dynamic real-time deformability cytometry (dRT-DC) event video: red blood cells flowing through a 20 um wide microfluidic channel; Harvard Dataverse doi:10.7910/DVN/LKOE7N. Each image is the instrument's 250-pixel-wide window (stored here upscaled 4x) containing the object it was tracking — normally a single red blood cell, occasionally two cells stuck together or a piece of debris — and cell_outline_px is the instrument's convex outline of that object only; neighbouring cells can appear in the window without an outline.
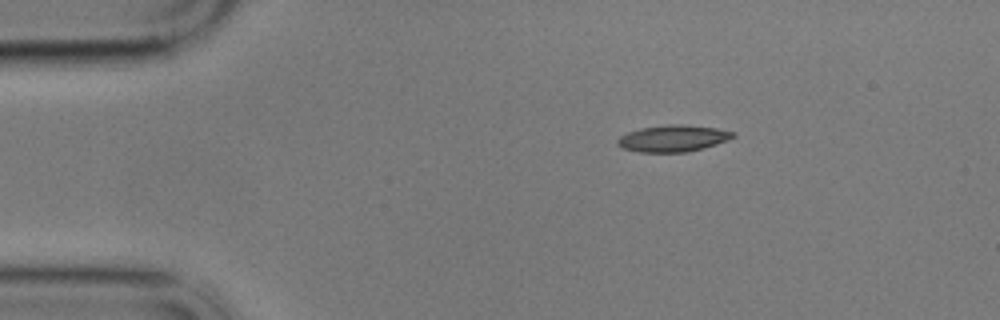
{"species": "common noctule bat (a hibernating species)", "species_latin": "Nyctalus noctula", "temperature_condition": "cold", "stored_images_in_passage": 41, "camera_frame_rate_fps": 3000, "um_per_image_px": 0.085, "animal": {"sex": "male", "body_mass_g": 17.9}, "frame": {"image": 1, "passage_image": 1, "time_ms": 0.0, "image_size_px": [1000, 320], "cell_outline_px": [[736, 136], [728, 140], [704, 148], [688, 152], [640, 152], [624, 148], [616, 144], [616, 140], [620, 136], [628, 132], [640, 128], [668, 124], [680, 124], [716, 128], [736, 132]], "centroid_in_image_um": [57.22, 11.76], "position_along_channel_um": 27.8, "area_um2": 17.98}}
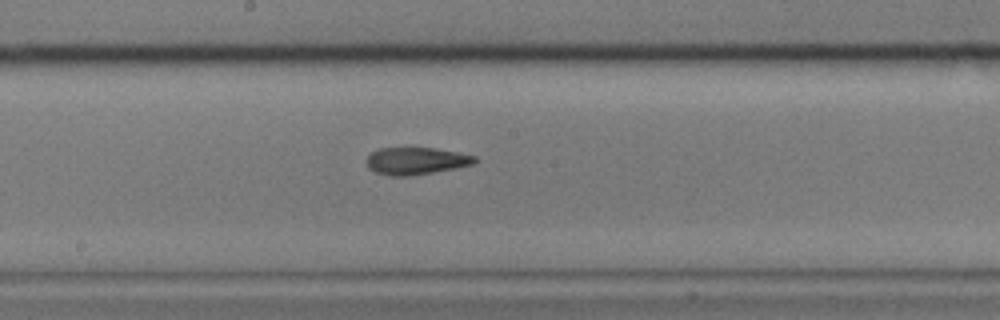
{"frame": {"image": 2, "passage_image": 22, "time_ms": 7.0, "image_size_px": [1000, 320], "cell_outline_px": [[476, 160], [472, 164], [456, 168], [408, 176], [388, 176], [376, 172], [368, 168], [368, 156], [372, 152], [380, 148], [436, 148], [460, 152], [476, 156]], "centroid_in_image_um": [35.38, 13.67], "position_along_channel_um": 212.8, "area_um2": 17.05}}
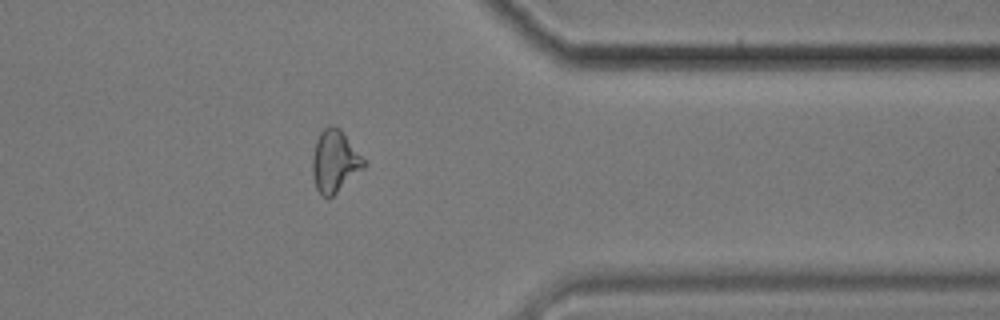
{"frame": {"image": 3, "passage_image": 38, "time_ms": 12.333, "image_size_px": [1000, 320], "cell_outline_px": [[364, 168], [332, 196], [324, 196], [316, 188], [312, 176], [312, 156], [316, 140], [320, 132], [328, 124], [332, 124], [340, 128], [364, 160]], "centroid_in_image_um": [28.42, 13.67], "position_along_channel_um": 383.0, "area_um2": 18.32}, "authors_computed_cell_mechanics": {"area_um2": 17.6868, "velocity_mm_per_s": 3.4176, "shape_relaxation_time_tau1_ms": null, "shape_relaxation_time_tau2_ms": 5.2692, "deformation_change_tau1": null, "deformation_change_tau2": 0.14}}